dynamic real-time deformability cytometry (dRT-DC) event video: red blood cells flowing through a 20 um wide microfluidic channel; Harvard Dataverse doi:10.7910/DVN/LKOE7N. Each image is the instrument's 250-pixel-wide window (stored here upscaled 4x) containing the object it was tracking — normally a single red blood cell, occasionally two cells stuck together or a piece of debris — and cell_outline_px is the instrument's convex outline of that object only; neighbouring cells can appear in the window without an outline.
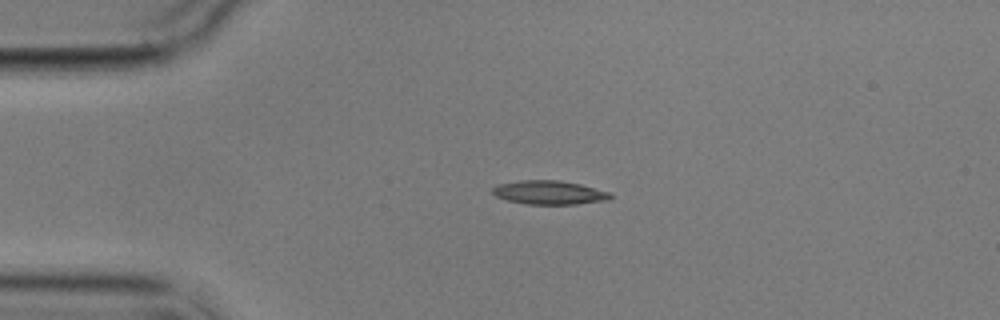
{"species": "common noctule bat (a hibernating species)", "species_latin": "Nyctalus noctula", "temperature_condition": "cold", "stored_images_in_passage": 4, "camera_frame_rate_fps": 3000, "um_per_image_px": 0.085, "animal": {"sex": "male", "body_mass_g": 17.9}, "frame": {"image": 1, "passage_image": 3, "time_ms": 2.333, "image_size_px": [1000, 320], "cell_outline_px": [[612, 196], [608, 200], [576, 204], [524, 204], [508, 200], [496, 196], [492, 192], [492, 188], [496, 184], [520, 180], [560, 180], [580, 184], [612, 192]], "centroid_in_image_um": [46.69, 16.36], "position_along_channel_um": 38.3, "area_um2": 16.47}}
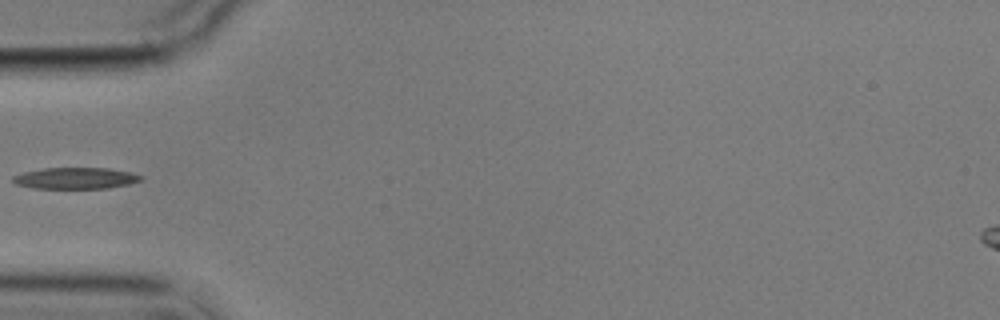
{"frame": {"image": 2, "passage_image": 4, "time_ms": 4.333, "image_size_px": [1000, 320], "cell_outline_px": [[144, 176], [140, 180], [128, 184], [108, 188], [32, 188], [16, 184], [12, 180], [12, 176], [24, 172], [44, 168], [108, 168], [128, 172]], "centroid_in_image_um": [6.39, 15.14], "position_along_channel_um": 78.6, "area_um2": 15.78}}